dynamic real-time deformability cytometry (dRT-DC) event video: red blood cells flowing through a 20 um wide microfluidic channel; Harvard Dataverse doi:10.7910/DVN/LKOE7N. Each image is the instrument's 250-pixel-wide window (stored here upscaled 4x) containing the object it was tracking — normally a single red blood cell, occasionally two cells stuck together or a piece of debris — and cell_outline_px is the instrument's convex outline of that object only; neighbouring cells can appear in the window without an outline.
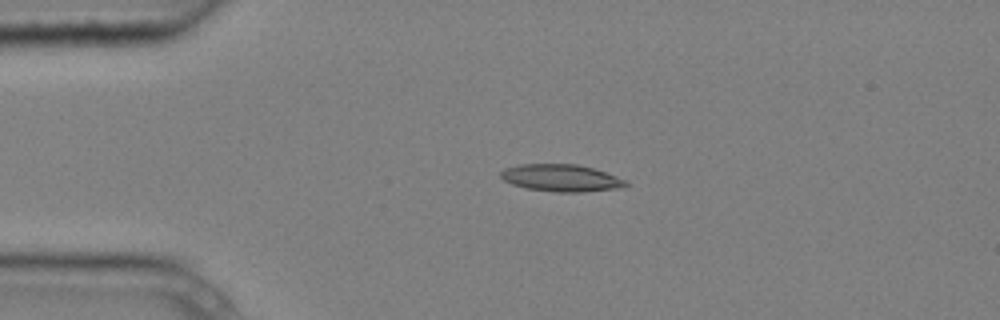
{"species": "common noctule bat (a hibernating species)", "species_latin": "Nyctalus noctula", "temperature_condition": "cold", "stored_images_in_passage": 3, "camera_frame_rate_fps": 3000, "um_per_image_px": 0.085, "animal": {"sex": "male", "body_mass_g": 20.4}, "frame": {"image": 1, "passage_image": 2, "time_ms": 0.333, "image_size_px": [1000, 320], "cell_outline_px": [[628, 188], [584, 192], [556, 192], [528, 188], [512, 184], [504, 180], [500, 176], [500, 172], [504, 168], [520, 164], [576, 164], [592, 168], [628, 180]], "centroid_in_image_um": [47.76, 15.13], "position_along_channel_um": 37.2, "area_um2": 19.94}}